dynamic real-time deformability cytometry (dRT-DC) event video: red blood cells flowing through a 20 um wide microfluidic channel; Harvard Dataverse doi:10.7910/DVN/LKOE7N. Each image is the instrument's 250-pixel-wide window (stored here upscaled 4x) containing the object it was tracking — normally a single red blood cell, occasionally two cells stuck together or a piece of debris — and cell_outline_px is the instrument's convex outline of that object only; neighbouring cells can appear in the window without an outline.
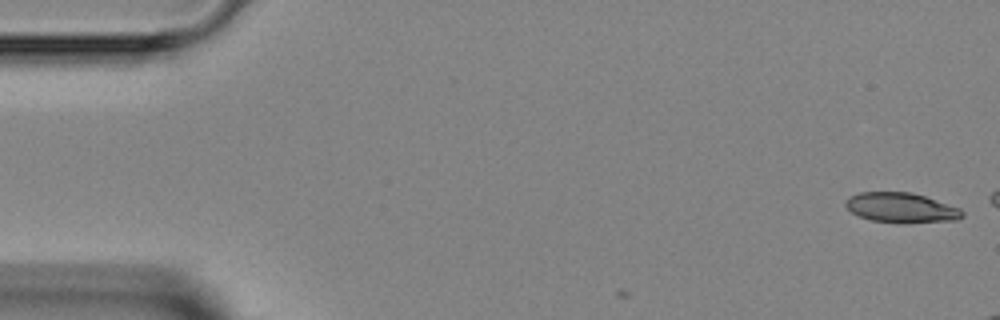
{"species": "Egyptian fruit bat (a non-hibernating species)", "species_latin": "Rousettus aegyptiacus", "temperature_condition": "room temperature", "stored_images_in_passage": 4, "camera_frame_rate_fps": 3000, "um_per_image_px": 0.085, "animal": {"sex": "female"}, "frame": {"image": 1, "passage_image": 1, "time_ms": 0.0, "image_size_px": [1000, 320], "cell_outline_px": [[964, 216], [956, 220], [908, 224], [900, 224], [872, 220], [860, 216], [852, 212], [844, 204], [844, 200], [848, 196], [860, 192], [912, 192], [960, 208], [964, 212]], "centroid_in_image_um": [76.6, 17.67], "position_along_channel_um": 8.4, "area_um2": 20.63}}